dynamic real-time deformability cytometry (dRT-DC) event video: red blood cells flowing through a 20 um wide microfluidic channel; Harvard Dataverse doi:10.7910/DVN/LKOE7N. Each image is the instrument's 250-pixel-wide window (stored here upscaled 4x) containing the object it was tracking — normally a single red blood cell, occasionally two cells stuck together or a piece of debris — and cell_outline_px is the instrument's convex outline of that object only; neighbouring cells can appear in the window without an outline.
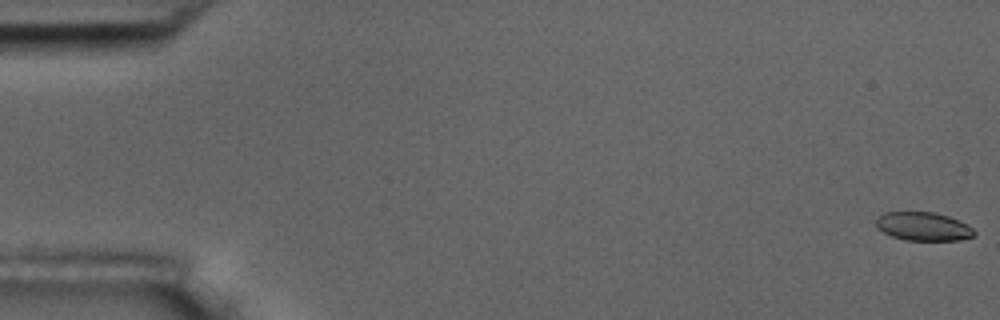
{"species": "common noctule bat (a hibernating species)", "species_latin": "Nyctalus noctula", "temperature_condition": "room temperature", "stored_images_in_passage": 56, "camera_frame_rate_fps": 3000, "um_per_image_px": 0.085, "animal": {"sex": "male", "body_mass_g": 17.5, "forearm_length_mm": 52.3}, "frame": {"image": 1, "passage_image": 1, "time_ms": 0.0, "image_size_px": [1000, 320], "cell_outline_px": [[976, 236], [960, 240], [904, 240], [892, 236], [876, 228], [876, 220], [884, 212], [932, 212], [948, 216], [972, 228], [976, 232]], "centroid_in_image_um": [78.47, 19.26], "position_along_channel_um": 6.5, "area_um2": 16.18}}
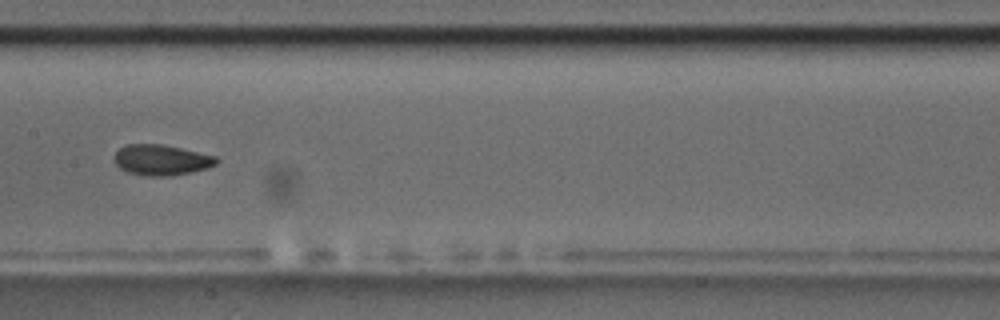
{"frame": {"image": 2, "passage_image": 29, "time_ms": 9.333, "image_size_px": [1000, 320], "cell_outline_px": [[220, 160], [216, 164], [208, 168], [168, 176], [148, 176], [128, 172], [120, 168], [112, 160], [112, 156], [120, 148], [128, 144], [164, 144], [216, 156]], "centroid_in_image_um": [13.7, 13.59], "position_along_channel_um": 193.7, "area_um2": 18.26}}
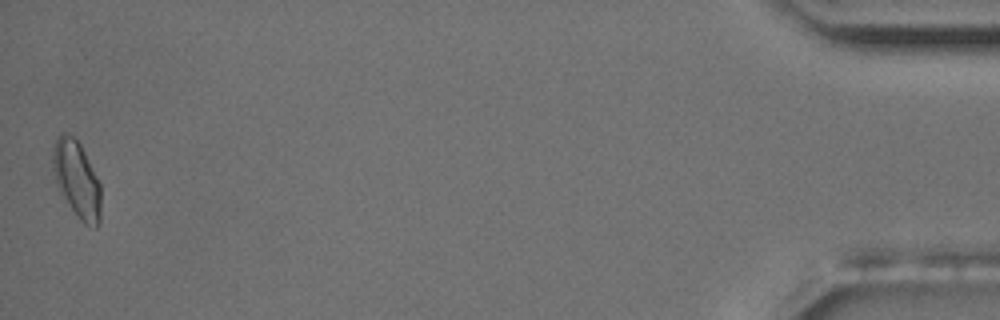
{"frame": {"image": 3, "passage_image": 56, "time_ms": 18.333, "image_size_px": [1000, 320], "cell_outline_px": [[100, 220], [96, 228], [84, 224], [80, 220], [60, 192], [52, 168], [52, 156], [56, 140], [60, 132], [68, 132], [80, 144], [100, 184]], "centroid_in_image_um": [6.52, 15.24], "position_along_channel_um": 428.7, "area_um2": 21.15}, "authors_computed_cell_mechanics": {"area_um2": 17.8891, "velocity_mm_per_s": 3.6376, "shape_relaxation_time_tau1_ms": 3.8195, "shape_relaxation_time_tau2_ms": 2.2383, "deformation_change_tau1": 0.0857, "deformation_change_tau2": 0.0661}}